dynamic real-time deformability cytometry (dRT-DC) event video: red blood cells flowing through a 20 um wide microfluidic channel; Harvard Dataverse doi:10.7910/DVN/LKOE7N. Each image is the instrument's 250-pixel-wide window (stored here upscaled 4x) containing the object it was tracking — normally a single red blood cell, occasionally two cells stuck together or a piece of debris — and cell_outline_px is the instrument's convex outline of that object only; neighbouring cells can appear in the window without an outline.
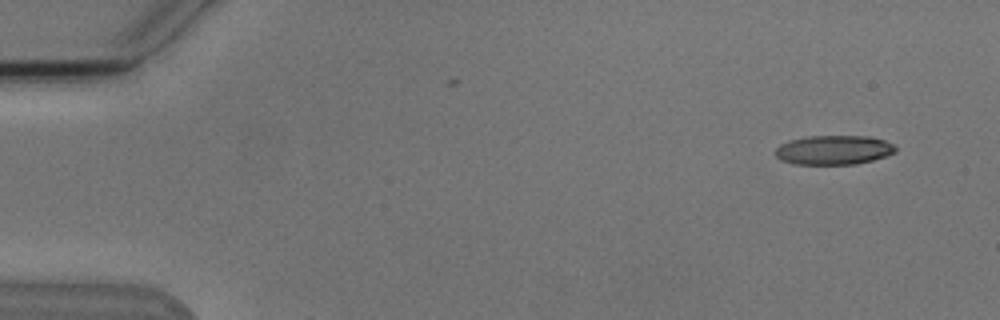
{"species": "Egyptian fruit bat (a non-hibernating species)", "species_latin": "Rousettus aegyptiacus", "temperature_condition": "cold", "stored_images_in_passage": 5, "camera_frame_rate_fps": 3000, "um_per_image_px": 0.085, "animal": {"sex": "male"}, "frame": {"image": 1, "passage_image": 1, "time_ms": 0.0, "image_size_px": [1000, 320], "cell_outline_px": [[896, 152], [888, 156], [856, 164], [796, 164], [780, 160], [776, 156], [776, 148], [780, 144], [788, 140], [808, 136], [868, 136], [884, 140], [892, 144], [896, 148]], "centroid_in_image_um": [70.87, 12.75], "position_along_channel_um": 14.1, "area_um2": 20.58}}
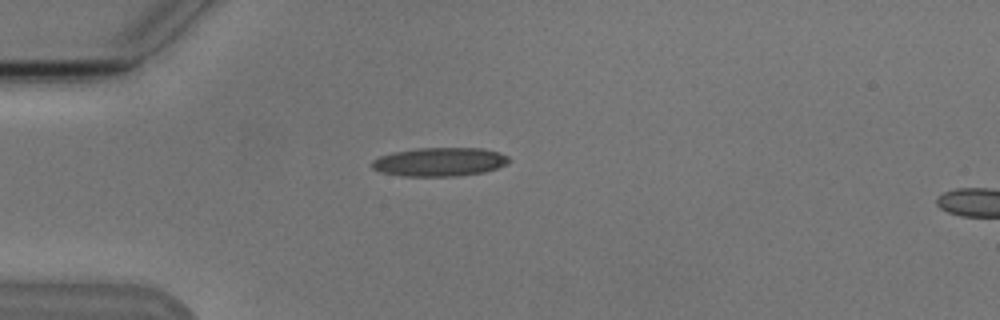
{"frame": {"image": 2, "passage_image": 4, "time_ms": 3.667, "image_size_px": [1000, 320], "cell_outline_px": [[508, 164], [484, 172], [456, 176], [400, 176], [380, 172], [372, 168], [372, 160], [380, 156], [392, 152], [416, 148], [480, 148], [500, 152], [508, 156]], "centroid_in_image_um": [37.34, 13.76], "position_along_channel_um": 47.7, "area_um2": 23.0}}